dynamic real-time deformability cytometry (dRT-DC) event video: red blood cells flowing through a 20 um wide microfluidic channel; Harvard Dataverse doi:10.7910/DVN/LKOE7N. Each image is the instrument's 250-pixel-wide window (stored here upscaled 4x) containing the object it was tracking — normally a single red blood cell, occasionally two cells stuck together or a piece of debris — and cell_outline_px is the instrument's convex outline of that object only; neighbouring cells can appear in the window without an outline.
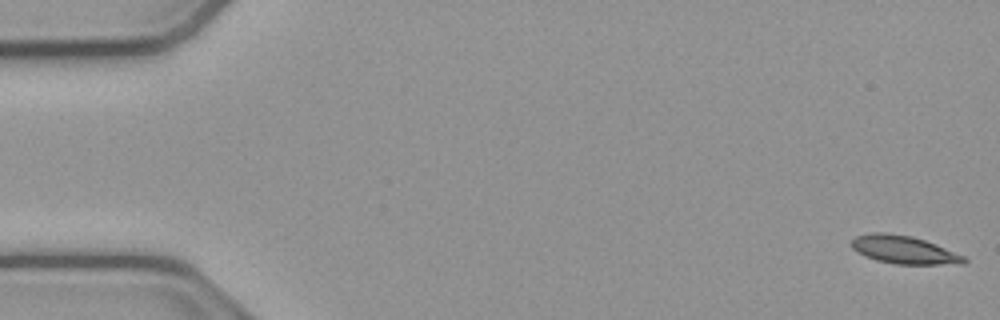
{"species": "common noctule bat (a hibernating species)", "species_latin": "Nyctalus noctula", "temperature_condition": "cold", "stored_images_in_passage": 54, "camera_frame_rate_fps": 3000, "um_per_image_px": 0.085, "animal": {"sex": "male", "body_mass_g": 23.1, "forearm_length_mm": 52.7}, "frame": {"image": 1, "passage_image": 1, "time_ms": 0.0, "image_size_px": [1000, 320], "cell_outline_px": [[968, 260], [964, 264], [896, 264], [876, 260], [864, 256], [852, 248], [852, 240], [856, 236], [872, 232], [884, 232], [912, 236], [936, 244], [964, 256]], "centroid_in_image_um": [76.83, 21.23], "position_along_channel_um": 8.2, "area_um2": 18.32}}
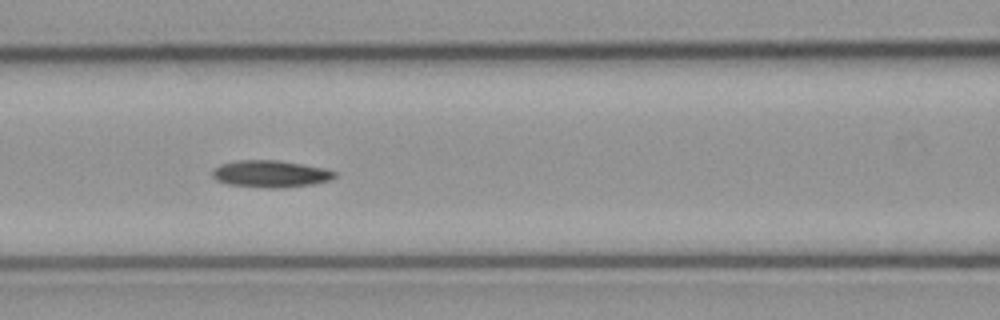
{"frame": {"image": 2, "passage_image": 23, "time_ms": 7.333, "image_size_px": [1000, 320], "cell_outline_px": [[336, 176], [328, 180], [312, 184], [280, 188], [268, 188], [228, 184], [216, 180], [212, 176], [212, 172], [220, 164], [240, 160], [276, 160], [324, 168], [336, 172]], "centroid_in_image_um": [22.97, 14.78], "position_along_channel_um": 143.6, "area_um2": 18.96}}
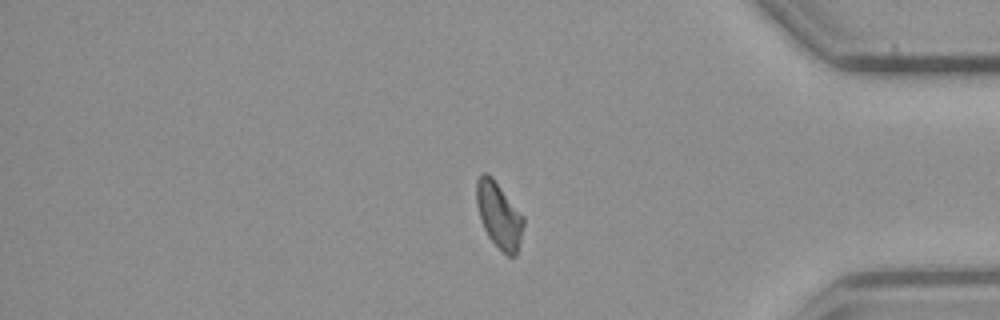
{"frame": {"image": 3, "passage_image": 45, "time_ms": 14.667, "image_size_px": [1000, 320], "cell_outline_px": [[524, 224], [516, 256], [508, 256], [488, 236], [480, 220], [476, 204], [476, 180], [480, 172], [488, 172], [492, 176], [524, 216]], "centroid_in_image_um": [42.39, 18.23], "position_along_channel_um": 392.8, "area_um2": 18.15}, "authors_computed_cell_mechanics": {"area_um2": 18.2359, "velocity_mm_per_s": 3.7846, "shape_relaxation_time_tau1_ms": 8.0933, "shape_relaxation_time_tau2_ms": null, "deformation_change_tau1": 0.1703, "deformation_change_tau2": null}}